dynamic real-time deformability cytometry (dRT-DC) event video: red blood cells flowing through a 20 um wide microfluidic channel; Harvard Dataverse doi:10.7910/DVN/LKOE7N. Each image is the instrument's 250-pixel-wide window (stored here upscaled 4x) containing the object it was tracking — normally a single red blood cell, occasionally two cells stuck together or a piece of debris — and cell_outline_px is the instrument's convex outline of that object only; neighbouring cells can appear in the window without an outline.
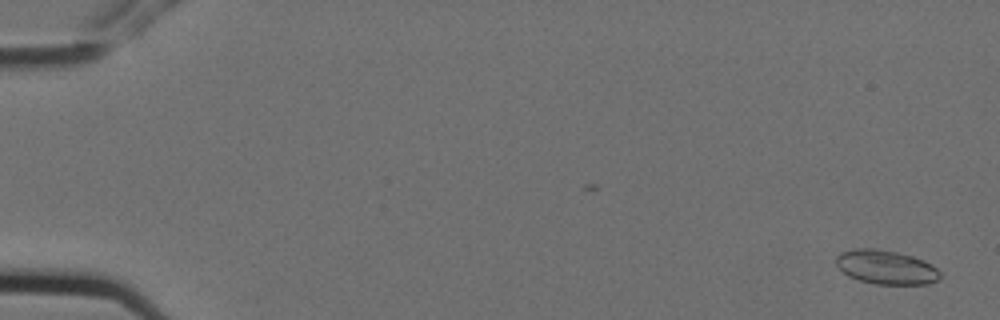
{"species": "Egyptian fruit bat (a non-hibernating species)", "species_latin": "Rousettus aegyptiacus", "temperature_condition": "cold", "stored_images_in_passage": 2, "camera_frame_rate_fps": 3000, "um_per_image_px": 0.085, "animal": {"sex": "female"}, "frame": {"image": 1, "passage_image": 2, "time_ms": 0.333, "image_size_px": [1000, 320], "cell_outline_px": [[940, 280], [928, 284], [876, 284], [860, 280], [848, 276], [836, 264], [836, 256], [840, 252], [856, 248], [876, 248], [896, 252], [912, 256], [924, 260], [936, 268], [940, 272]], "centroid_in_image_um": [75.32, 22.71], "position_along_channel_um": 9.7, "area_um2": 20.63}}